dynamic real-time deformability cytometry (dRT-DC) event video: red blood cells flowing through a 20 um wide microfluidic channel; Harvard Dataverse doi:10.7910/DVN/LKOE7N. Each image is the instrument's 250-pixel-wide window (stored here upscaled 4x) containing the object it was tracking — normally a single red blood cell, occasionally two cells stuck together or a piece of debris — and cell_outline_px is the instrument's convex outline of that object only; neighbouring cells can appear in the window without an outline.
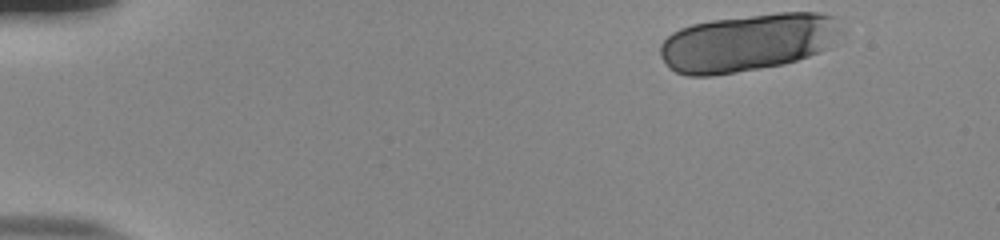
{"species": "human", "species_latin": "Homo sapiens", "temperature_condition": "room temperature", "stored_images_in_passage": 51, "segment_of_instrument_passage": [1, 2], "camera_frame_rate_fps": 3000, "um_per_image_px": 0.085, "donor": {"sex": "male"}, "frame": {"image": 1, "passage_image": 1, "time_ms": 0.0, "image_size_px": [1000, 240], "cell_outline_px": [[844, 32], [832, 48], [784, 64], [712, 76], [688, 76], [676, 72], [668, 68], [660, 56], [660, 44], [672, 32], [680, 28], [692, 24], [712, 20], [776, 12], [820, 12], [836, 16], [844, 28]], "centroid_in_image_um": [63.64, 3.6], "position_along_channel_um": 21.4, "area_um2": 61.96}}